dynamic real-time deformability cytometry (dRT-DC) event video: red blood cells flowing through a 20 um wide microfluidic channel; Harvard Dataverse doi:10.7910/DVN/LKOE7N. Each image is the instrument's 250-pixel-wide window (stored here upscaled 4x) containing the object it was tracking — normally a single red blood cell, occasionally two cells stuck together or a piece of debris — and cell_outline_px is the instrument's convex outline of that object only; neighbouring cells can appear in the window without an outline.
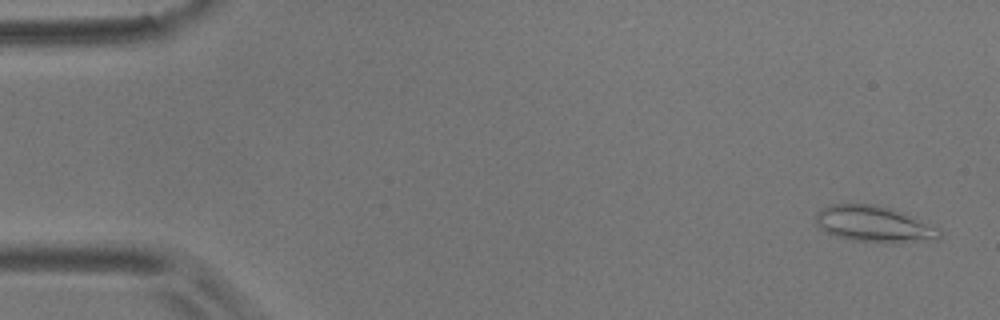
{"species": "common noctule bat (a hibernating species)", "species_latin": "Nyctalus noctula", "temperature_condition": "room temperature", "stored_images_in_passage": 56, "camera_frame_rate_fps": 3000, "um_per_image_px": 0.085, "animal": {"sex": "male", "body_mass_g": 17.9}, "frame": {"image": 1, "passage_image": 2, "time_ms": 0.333, "image_size_px": [1000, 320], "cell_outline_px": [[940, 240], [900, 244], [888, 244], [852, 240], [836, 236], [828, 232], [816, 224], [816, 212], [832, 204], [872, 204], [892, 208], [912, 216], [940, 228]], "centroid_in_image_um": [74.38, 19.08], "position_along_channel_um": 10.6, "area_um2": 26.53}}
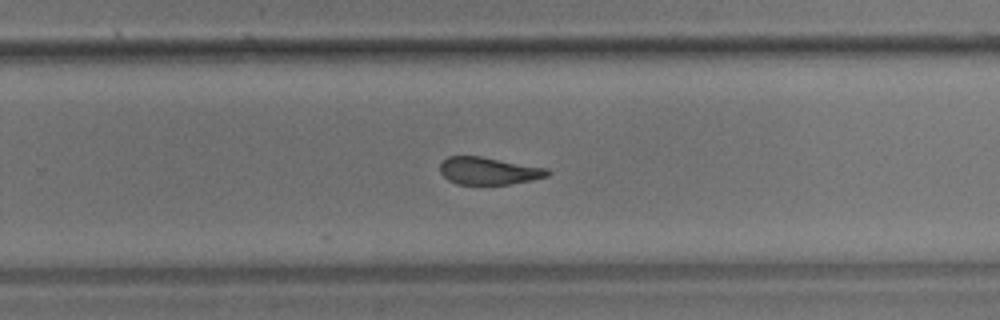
{"frame": {"image": 2, "passage_image": 36, "time_ms": 11.667, "image_size_px": [1000, 320], "cell_outline_px": [[552, 172], [548, 176], [532, 180], [508, 184], [456, 184], [448, 180], [440, 172], [440, 164], [448, 156], [480, 156], [548, 168]], "centroid_in_image_um": [41.55, 14.52], "position_along_channel_um": 288.2, "area_um2": 17.17}}
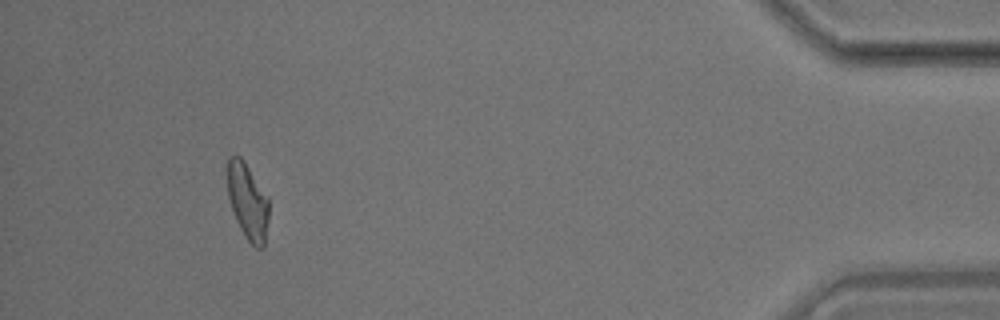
{"frame": {"image": 3, "passage_image": 52, "time_ms": 17.0, "image_size_px": [1000, 320], "cell_outline_px": [[268, 220], [264, 248], [256, 248], [244, 236], [236, 220], [228, 196], [228, 156], [240, 156], [244, 160], [268, 196]], "centroid_in_image_um": [21.07, 17.13], "position_along_channel_um": 414.1, "area_um2": 18.32}, "authors_computed_cell_mechanics": {"area_um2": 18.7561, "velocity_mm_per_s": 3.5533, "shape_relaxation_time_tau1_ms": 9.4178, "shape_relaxation_time_tau2_ms": 3.3892, "deformation_change_tau1": 0.2226, "deformation_change_tau2": 0.1232}}